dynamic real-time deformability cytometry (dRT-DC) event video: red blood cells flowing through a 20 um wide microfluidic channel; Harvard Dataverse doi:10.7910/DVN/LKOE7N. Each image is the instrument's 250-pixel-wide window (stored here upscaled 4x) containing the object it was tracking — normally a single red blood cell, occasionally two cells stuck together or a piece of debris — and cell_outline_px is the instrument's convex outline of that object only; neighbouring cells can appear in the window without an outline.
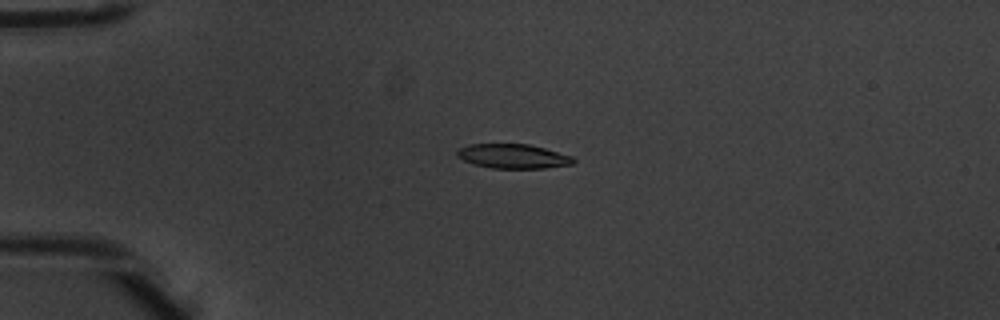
{"species": "common noctule bat (a hibernating species)", "species_latin": "Nyctalus noctula", "temperature_condition": "warm", "stored_images_in_passage": 4, "camera_frame_rate_fps": 3000, "um_per_image_px": 0.085, "animal": {"sex": "male", "body_mass_g": 20.1, "forearm_length_mm": 53.5}, "frame": {"image": 1, "passage_image": 3, "time_ms": 0.667, "image_size_px": [1000, 320], "cell_outline_px": [[576, 160], [572, 164], [544, 168], [492, 168], [476, 164], [464, 160], [456, 156], [456, 152], [460, 148], [468, 144], [528, 144], [544, 148], [572, 156]], "centroid_in_image_um": [43.61, 13.27], "position_along_channel_um": 41.4, "area_um2": 16.36}}